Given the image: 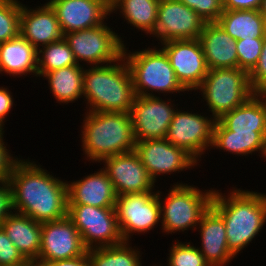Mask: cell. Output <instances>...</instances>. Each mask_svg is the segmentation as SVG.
I'll list each match as a JSON object with an SVG mask.
<instances>
[{"label": "cell", "instance_id": "6da1fadb", "mask_svg": "<svg viewBox=\"0 0 266 266\" xmlns=\"http://www.w3.org/2000/svg\"><path fill=\"white\" fill-rule=\"evenodd\" d=\"M29 159H19L8 182L12 210L43 223L67 216V180L50 174Z\"/></svg>", "mask_w": 266, "mask_h": 266}, {"label": "cell", "instance_id": "7a4b0ae2", "mask_svg": "<svg viewBox=\"0 0 266 266\" xmlns=\"http://www.w3.org/2000/svg\"><path fill=\"white\" fill-rule=\"evenodd\" d=\"M211 207L223 218L228 249L235 257L255 240L266 223L265 193L232 187L226 195L215 189Z\"/></svg>", "mask_w": 266, "mask_h": 266}, {"label": "cell", "instance_id": "3957f363", "mask_svg": "<svg viewBox=\"0 0 266 266\" xmlns=\"http://www.w3.org/2000/svg\"><path fill=\"white\" fill-rule=\"evenodd\" d=\"M86 67L82 98L85 99L86 111L130 113L135 93L123 56L107 65Z\"/></svg>", "mask_w": 266, "mask_h": 266}, {"label": "cell", "instance_id": "277c9868", "mask_svg": "<svg viewBox=\"0 0 266 266\" xmlns=\"http://www.w3.org/2000/svg\"><path fill=\"white\" fill-rule=\"evenodd\" d=\"M83 115L80 140L87 161L100 163L106 157L135 151L130 113L86 111Z\"/></svg>", "mask_w": 266, "mask_h": 266}, {"label": "cell", "instance_id": "5b68a950", "mask_svg": "<svg viewBox=\"0 0 266 266\" xmlns=\"http://www.w3.org/2000/svg\"><path fill=\"white\" fill-rule=\"evenodd\" d=\"M128 49L125 44L123 58L132 76L135 96H158L160 93L165 95L186 91L177 80L168 56L160 46H149L133 52ZM156 92L158 95H155Z\"/></svg>", "mask_w": 266, "mask_h": 266}, {"label": "cell", "instance_id": "8992f818", "mask_svg": "<svg viewBox=\"0 0 266 266\" xmlns=\"http://www.w3.org/2000/svg\"><path fill=\"white\" fill-rule=\"evenodd\" d=\"M168 194L157 190L160 201L161 231L175 234L188 230H196L202 215L209 209L215 189L200 190L189 183L171 185ZM192 228V229H191Z\"/></svg>", "mask_w": 266, "mask_h": 266}, {"label": "cell", "instance_id": "52a82bcc", "mask_svg": "<svg viewBox=\"0 0 266 266\" xmlns=\"http://www.w3.org/2000/svg\"><path fill=\"white\" fill-rule=\"evenodd\" d=\"M197 91L216 121L244 104L255 93L250 86L249 74L238 67L208 70Z\"/></svg>", "mask_w": 266, "mask_h": 266}, {"label": "cell", "instance_id": "ba28073f", "mask_svg": "<svg viewBox=\"0 0 266 266\" xmlns=\"http://www.w3.org/2000/svg\"><path fill=\"white\" fill-rule=\"evenodd\" d=\"M107 24L64 34L79 65H107L123 56L125 41Z\"/></svg>", "mask_w": 266, "mask_h": 266}, {"label": "cell", "instance_id": "9c48e42d", "mask_svg": "<svg viewBox=\"0 0 266 266\" xmlns=\"http://www.w3.org/2000/svg\"><path fill=\"white\" fill-rule=\"evenodd\" d=\"M67 216L77 228L87 249L124 242L115 207L68 204Z\"/></svg>", "mask_w": 266, "mask_h": 266}, {"label": "cell", "instance_id": "30bf717a", "mask_svg": "<svg viewBox=\"0 0 266 266\" xmlns=\"http://www.w3.org/2000/svg\"><path fill=\"white\" fill-rule=\"evenodd\" d=\"M201 114L184 111L182 107L181 110L176 108L165 137L173 145L184 149L198 163L206 150L211 149L216 123L211 115L206 117Z\"/></svg>", "mask_w": 266, "mask_h": 266}, {"label": "cell", "instance_id": "8fae6325", "mask_svg": "<svg viewBox=\"0 0 266 266\" xmlns=\"http://www.w3.org/2000/svg\"><path fill=\"white\" fill-rule=\"evenodd\" d=\"M116 214L124 241L135 234H147L161 222L160 201L156 192L117 196Z\"/></svg>", "mask_w": 266, "mask_h": 266}, {"label": "cell", "instance_id": "7c38bea8", "mask_svg": "<svg viewBox=\"0 0 266 266\" xmlns=\"http://www.w3.org/2000/svg\"><path fill=\"white\" fill-rule=\"evenodd\" d=\"M167 100L161 96H135L130 111L135 141L166 137L173 114L178 108L175 100L173 104L172 99Z\"/></svg>", "mask_w": 266, "mask_h": 266}, {"label": "cell", "instance_id": "4fadbf2b", "mask_svg": "<svg viewBox=\"0 0 266 266\" xmlns=\"http://www.w3.org/2000/svg\"><path fill=\"white\" fill-rule=\"evenodd\" d=\"M158 46L168 56L182 87L188 92L197 91L209 70L200 40H174Z\"/></svg>", "mask_w": 266, "mask_h": 266}, {"label": "cell", "instance_id": "5bb4252c", "mask_svg": "<svg viewBox=\"0 0 266 266\" xmlns=\"http://www.w3.org/2000/svg\"><path fill=\"white\" fill-rule=\"evenodd\" d=\"M206 21L178 0H160L153 38L158 45L184 39H199Z\"/></svg>", "mask_w": 266, "mask_h": 266}, {"label": "cell", "instance_id": "9a60e30c", "mask_svg": "<svg viewBox=\"0 0 266 266\" xmlns=\"http://www.w3.org/2000/svg\"><path fill=\"white\" fill-rule=\"evenodd\" d=\"M135 152L155 183L161 175L179 173L199 165L184 149L166 138L136 141Z\"/></svg>", "mask_w": 266, "mask_h": 266}, {"label": "cell", "instance_id": "2e32d148", "mask_svg": "<svg viewBox=\"0 0 266 266\" xmlns=\"http://www.w3.org/2000/svg\"><path fill=\"white\" fill-rule=\"evenodd\" d=\"M81 235L68 216L42 223L41 245L37 262L47 264L56 260L85 255Z\"/></svg>", "mask_w": 266, "mask_h": 266}, {"label": "cell", "instance_id": "e0dca14e", "mask_svg": "<svg viewBox=\"0 0 266 266\" xmlns=\"http://www.w3.org/2000/svg\"><path fill=\"white\" fill-rule=\"evenodd\" d=\"M102 163L117 196L155 192V182L135 151L106 157Z\"/></svg>", "mask_w": 266, "mask_h": 266}, {"label": "cell", "instance_id": "ac0fdd59", "mask_svg": "<svg viewBox=\"0 0 266 266\" xmlns=\"http://www.w3.org/2000/svg\"><path fill=\"white\" fill-rule=\"evenodd\" d=\"M46 2L54 10L63 34L100 26L112 15L110 0H47Z\"/></svg>", "mask_w": 266, "mask_h": 266}, {"label": "cell", "instance_id": "d6986e66", "mask_svg": "<svg viewBox=\"0 0 266 266\" xmlns=\"http://www.w3.org/2000/svg\"><path fill=\"white\" fill-rule=\"evenodd\" d=\"M19 28L20 35L37 50L64 36L55 12L47 2L35 8L21 2Z\"/></svg>", "mask_w": 266, "mask_h": 266}, {"label": "cell", "instance_id": "ffe728a7", "mask_svg": "<svg viewBox=\"0 0 266 266\" xmlns=\"http://www.w3.org/2000/svg\"><path fill=\"white\" fill-rule=\"evenodd\" d=\"M202 242L199 251L210 266H229L235 258L227 245L223 218L210 206L197 225Z\"/></svg>", "mask_w": 266, "mask_h": 266}, {"label": "cell", "instance_id": "44dd1931", "mask_svg": "<svg viewBox=\"0 0 266 266\" xmlns=\"http://www.w3.org/2000/svg\"><path fill=\"white\" fill-rule=\"evenodd\" d=\"M68 204L95 207H115L117 194L107 172L100 168L96 173L80 180L67 181Z\"/></svg>", "mask_w": 266, "mask_h": 266}, {"label": "cell", "instance_id": "7402d4cb", "mask_svg": "<svg viewBox=\"0 0 266 266\" xmlns=\"http://www.w3.org/2000/svg\"><path fill=\"white\" fill-rule=\"evenodd\" d=\"M199 40L209 70L238 67L236 40L226 33L217 22H206Z\"/></svg>", "mask_w": 266, "mask_h": 266}, {"label": "cell", "instance_id": "603a6c76", "mask_svg": "<svg viewBox=\"0 0 266 266\" xmlns=\"http://www.w3.org/2000/svg\"><path fill=\"white\" fill-rule=\"evenodd\" d=\"M0 226L27 261H36L38 259L42 223L12 211L2 221Z\"/></svg>", "mask_w": 266, "mask_h": 266}, {"label": "cell", "instance_id": "cb8c5ba5", "mask_svg": "<svg viewBox=\"0 0 266 266\" xmlns=\"http://www.w3.org/2000/svg\"><path fill=\"white\" fill-rule=\"evenodd\" d=\"M37 53L38 50L20 34L0 43V74L6 73L15 78L26 77L27 74L38 77Z\"/></svg>", "mask_w": 266, "mask_h": 266}, {"label": "cell", "instance_id": "d4e9b609", "mask_svg": "<svg viewBox=\"0 0 266 266\" xmlns=\"http://www.w3.org/2000/svg\"><path fill=\"white\" fill-rule=\"evenodd\" d=\"M226 130L236 133L259 132L266 139L265 111L262 91L255 92L244 104L217 120Z\"/></svg>", "mask_w": 266, "mask_h": 266}, {"label": "cell", "instance_id": "484cf974", "mask_svg": "<svg viewBox=\"0 0 266 266\" xmlns=\"http://www.w3.org/2000/svg\"><path fill=\"white\" fill-rule=\"evenodd\" d=\"M216 22L236 41L266 36V20L259 10H224Z\"/></svg>", "mask_w": 266, "mask_h": 266}, {"label": "cell", "instance_id": "4316f807", "mask_svg": "<svg viewBox=\"0 0 266 266\" xmlns=\"http://www.w3.org/2000/svg\"><path fill=\"white\" fill-rule=\"evenodd\" d=\"M265 142L266 139L259 132L236 133L226 130L216 121L211 149L216 148L228 154L245 157L258 152L259 157L262 158L265 153Z\"/></svg>", "mask_w": 266, "mask_h": 266}, {"label": "cell", "instance_id": "83f0119b", "mask_svg": "<svg viewBox=\"0 0 266 266\" xmlns=\"http://www.w3.org/2000/svg\"><path fill=\"white\" fill-rule=\"evenodd\" d=\"M83 65L63 67L45 73L42 77L47 79L50 93L59 104H68L83 97L84 83Z\"/></svg>", "mask_w": 266, "mask_h": 266}, {"label": "cell", "instance_id": "f1b7e54d", "mask_svg": "<svg viewBox=\"0 0 266 266\" xmlns=\"http://www.w3.org/2000/svg\"><path fill=\"white\" fill-rule=\"evenodd\" d=\"M159 3L160 0H110V10L120 12L127 24L153 37Z\"/></svg>", "mask_w": 266, "mask_h": 266}, {"label": "cell", "instance_id": "f546056e", "mask_svg": "<svg viewBox=\"0 0 266 266\" xmlns=\"http://www.w3.org/2000/svg\"><path fill=\"white\" fill-rule=\"evenodd\" d=\"M130 243L124 241L118 245L88 249L91 266H140L142 253Z\"/></svg>", "mask_w": 266, "mask_h": 266}, {"label": "cell", "instance_id": "4dcf8cb0", "mask_svg": "<svg viewBox=\"0 0 266 266\" xmlns=\"http://www.w3.org/2000/svg\"><path fill=\"white\" fill-rule=\"evenodd\" d=\"M38 77L67 66L78 65L70 46L63 38L40 47L37 53Z\"/></svg>", "mask_w": 266, "mask_h": 266}, {"label": "cell", "instance_id": "1f68e13d", "mask_svg": "<svg viewBox=\"0 0 266 266\" xmlns=\"http://www.w3.org/2000/svg\"><path fill=\"white\" fill-rule=\"evenodd\" d=\"M20 14L19 0H0V43L20 34Z\"/></svg>", "mask_w": 266, "mask_h": 266}, {"label": "cell", "instance_id": "d6a6232c", "mask_svg": "<svg viewBox=\"0 0 266 266\" xmlns=\"http://www.w3.org/2000/svg\"><path fill=\"white\" fill-rule=\"evenodd\" d=\"M179 241L176 239L170 247L167 266H210L198 247L191 242Z\"/></svg>", "mask_w": 266, "mask_h": 266}, {"label": "cell", "instance_id": "836d02e7", "mask_svg": "<svg viewBox=\"0 0 266 266\" xmlns=\"http://www.w3.org/2000/svg\"><path fill=\"white\" fill-rule=\"evenodd\" d=\"M264 39L253 38L236 41L238 68L246 71L248 74L253 70L259 60Z\"/></svg>", "mask_w": 266, "mask_h": 266}, {"label": "cell", "instance_id": "e575fe53", "mask_svg": "<svg viewBox=\"0 0 266 266\" xmlns=\"http://www.w3.org/2000/svg\"><path fill=\"white\" fill-rule=\"evenodd\" d=\"M195 11L206 22H216L224 12L223 0H178Z\"/></svg>", "mask_w": 266, "mask_h": 266}, {"label": "cell", "instance_id": "d590c367", "mask_svg": "<svg viewBox=\"0 0 266 266\" xmlns=\"http://www.w3.org/2000/svg\"><path fill=\"white\" fill-rule=\"evenodd\" d=\"M26 262L27 260L0 226V266H21Z\"/></svg>", "mask_w": 266, "mask_h": 266}, {"label": "cell", "instance_id": "8d00e7d4", "mask_svg": "<svg viewBox=\"0 0 266 266\" xmlns=\"http://www.w3.org/2000/svg\"><path fill=\"white\" fill-rule=\"evenodd\" d=\"M249 82L254 92L266 91V36L259 60L249 73Z\"/></svg>", "mask_w": 266, "mask_h": 266}, {"label": "cell", "instance_id": "74e56055", "mask_svg": "<svg viewBox=\"0 0 266 266\" xmlns=\"http://www.w3.org/2000/svg\"><path fill=\"white\" fill-rule=\"evenodd\" d=\"M7 143L4 142V137H0V181L8 180L14 165L20 159L10 153L7 149Z\"/></svg>", "mask_w": 266, "mask_h": 266}, {"label": "cell", "instance_id": "f35d334b", "mask_svg": "<svg viewBox=\"0 0 266 266\" xmlns=\"http://www.w3.org/2000/svg\"><path fill=\"white\" fill-rule=\"evenodd\" d=\"M11 189L8 180L0 181V224L12 212Z\"/></svg>", "mask_w": 266, "mask_h": 266}, {"label": "cell", "instance_id": "ab89813d", "mask_svg": "<svg viewBox=\"0 0 266 266\" xmlns=\"http://www.w3.org/2000/svg\"><path fill=\"white\" fill-rule=\"evenodd\" d=\"M14 106V98L12 92L4 87L0 86V126L4 129L7 115L10 114L12 107Z\"/></svg>", "mask_w": 266, "mask_h": 266}, {"label": "cell", "instance_id": "60d3db41", "mask_svg": "<svg viewBox=\"0 0 266 266\" xmlns=\"http://www.w3.org/2000/svg\"><path fill=\"white\" fill-rule=\"evenodd\" d=\"M262 0H223L224 10H259Z\"/></svg>", "mask_w": 266, "mask_h": 266}, {"label": "cell", "instance_id": "b9f144b4", "mask_svg": "<svg viewBox=\"0 0 266 266\" xmlns=\"http://www.w3.org/2000/svg\"><path fill=\"white\" fill-rule=\"evenodd\" d=\"M45 266H91L90 259L88 254L71 258V259H63V260H56L47 264Z\"/></svg>", "mask_w": 266, "mask_h": 266}, {"label": "cell", "instance_id": "7bdbcfd3", "mask_svg": "<svg viewBox=\"0 0 266 266\" xmlns=\"http://www.w3.org/2000/svg\"><path fill=\"white\" fill-rule=\"evenodd\" d=\"M259 12L264 16L266 20V0H262Z\"/></svg>", "mask_w": 266, "mask_h": 266}, {"label": "cell", "instance_id": "ee69618b", "mask_svg": "<svg viewBox=\"0 0 266 266\" xmlns=\"http://www.w3.org/2000/svg\"><path fill=\"white\" fill-rule=\"evenodd\" d=\"M21 266H45V265L37 261H27L24 265Z\"/></svg>", "mask_w": 266, "mask_h": 266}, {"label": "cell", "instance_id": "f6af8a7d", "mask_svg": "<svg viewBox=\"0 0 266 266\" xmlns=\"http://www.w3.org/2000/svg\"><path fill=\"white\" fill-rule=\"evenodd\" d=\"M262 104L265 111V120H266V91H262Z\"/></svg>", "mask_w": 266, "mask_h": 266}, {"label": "cell", "instance_id": "bcb514c9", "mask_svg": "<svg viewBox=\"0 0 266 266\" xmlns=\"http://www.w3.org/2000/svg\"><path fill=\"white\" fill-rule=\"evenodd\" d=\"M4 132H5L4 129L0 126V137H4L3 135L5 134Z\"/></svg>", "mask_w": 266, "mask_h": 266}, {"label": "cell", "instance_id": "7dc6e473", "mask_svg": "<svg viewBox=\"0 0 266 266\" xmlns=\"http://www.w3.org/2000/svg\"><path fill=\"white\" fill-rule=\"evenodd\" d=\"M263 158H265V160H266V142H265V153H264Z\"/></svg>", "mask_w": 266, "mask_h": 266}]
</instances>
